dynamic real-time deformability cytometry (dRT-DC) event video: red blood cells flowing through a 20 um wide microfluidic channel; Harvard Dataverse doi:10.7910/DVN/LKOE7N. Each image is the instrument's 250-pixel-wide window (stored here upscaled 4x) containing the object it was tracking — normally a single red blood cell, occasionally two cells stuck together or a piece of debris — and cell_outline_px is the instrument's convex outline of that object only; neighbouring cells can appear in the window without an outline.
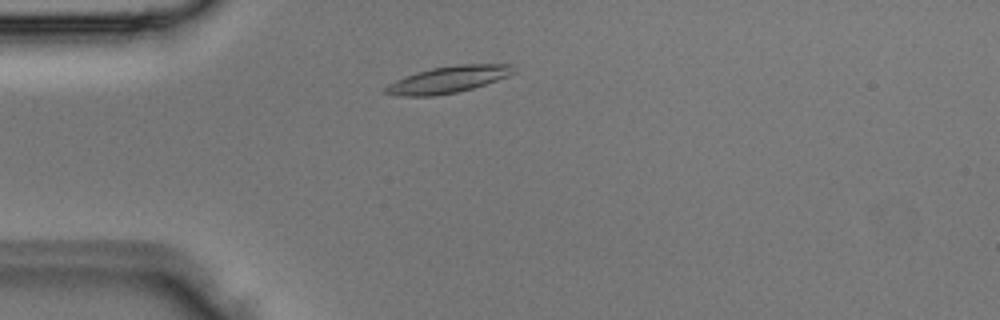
{"species": "Egyptian fruit bat (a non-hibernating species)", "species_latin": "Rousettus aegyptiacus", "temperature_condition": "room temperature", "stored_images_in_passage": 1, "camera_frame_rate_fps": 3000, "um_per_image_px": 0.085, "animal": {"sex": "male"}, "frame": {"image": 1, "passage_image": 1, "time_ms": 0.0, "image_size_px": [1000, 320], "cell_outline_px": [[516, 72], [508, 76], [472, 88], [456, 92], [436, 96], [396, 96], [384, 92], [384, 88], [388, 84], [396, 80], [416, 72], [432, 68], [456, 64], [512, 64]], "centroid_in_image_um": [38.08, 6.76], "position_along_channel_um": 46.9, "area_um2": 19.88}}